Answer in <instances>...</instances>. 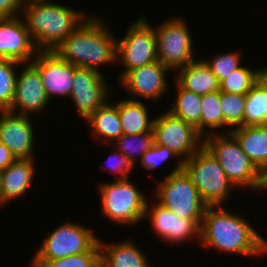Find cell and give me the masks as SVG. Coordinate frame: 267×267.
I'll return each instance as SVG.
<instances>
[{
  "mask_svg": "<svg viewBox=\"0 0 267 267\" xmlns=\"http://www.w3.org/2000/svg\"><path fill=\"white\" fill-rule=\"evenodd\" d=\"M223 127L224 118L220 107V90L203 94L201 96V136L204 138L211 134H223V132H217Z\"/></svg>",
  "mask_w": 267,
  "mask_h": 267,
  "instance_id": "27",
  "label": "cell"
},
{
  "mask_svg": "<svg viewBox=\"0 0 267 267\" xmlns=\"http://www.w3.org/2000/svg\"><path fill=\"white\" fill-rule=\"evenodd\" d=\"M170 157H176L178 162H182L170 149L154 143L153 146L141 156L139 162L145 170L153 171L158 168L160 164H164Z\"/></svg>",
  "mask_w": 267,
  "mask_h": 267,
  "instance_id": "34",
  "label": "cell"
},
{
  "mask_svg": "<svg viewBox=\"0 0 267 267\" xmlns=\"http://www.w3.org/2000/svg\"><path fill=\"white\" fill-rule=\"evenodd\" d=\"M177 96L169 111L174 116L193 125L201 135V95L182 88L174 79Z\"/></svg>",
  "mask_w": 267,
  "mask_h": 267,
  "instance_id": "26",
  "label": "cell"
},
{
  "mask_svg": "<svg viewBox=\"0 0 267 267\" xmlns=\"http://www.w3.org/2000/svg\"><path fill=\"white\" fill-rule=\"evenodd\" d=\"M103 72L92 68L74 66L70 98L77 112L87 120L98 108L108 102L112 90Z\"/></svg>",
  "mask_w": 267,
  "mask_h": 267,
  "instance_id": "12",
  "label": "cell"
},
{
  "mask_svg": "<svg viewBox=\"0 0 267 267\" xmlns=\"http://www.w3.org/2000/svg\"><path fill=\"white\" fill-rule=\"evenodd\" d=\"M149 110L142 100L119 101V119L123 134L136 135L153 129L154 118L149 119Z\"/></svg>",
  "mask_w": 267,
  "mask_h": 267,
  "instance_id": "24",
  "label": "cell"
},
{
  "mask_svg": "<svg viewBox=\"0 0 267 267\" xmlns=\"http://www.w3.org/2000/svg\"><path fill=\"white\" fill-rule=\"evenodd\" d=\"M21 15L39 51H53L89 17L51 0L26 2Z\"/></svg>",
  "mask_w": 267,
  "mask_h": 267,
  "instance_id": "3",
  "label": "cell"
},
{
  "mask_svg": "<svg viewBox=\"0 0 267 267\" xmlns=\"http://www.w3.org/2000/svg\"><path fill=\"white\" fill-rule=\"evenodd\" d=\"M17 74L13 102L8 110L18 115L42 113L49 100L41 81L39 70L30 62Z\"/></svg>",
  "mask_w": 267,
  "mask_h": 267,
  "instance_id": "14",
  "label": "cell"
},
{
  "mask_svg": "<svg viewBox=\"0 0 267 267\" xmlns=\"http://www.w3.org/2000/svg\"><path fill=\"white\" fill-rule=\"evenodd\" d=\"M172 169L154 188L153 197L161 206L177 216L193 220L200 227L208 205L202 200L191 178L183 170V162H177Z\"/></svg>",
  "mask_w": 267,
  "mask_h": 267,
  "instance_id": "4",
  "label": "cell"
},
{
  "mask_svg": "<svg viewBox=\"0 0 267 267\" xmlns=\"http://www.w3.org/2000/svg\"><path fill=\"white\" fill-rule=\"evenodd\" d=\"M153 28L156 35L157 59L160 63L176 71L194 61L193 40L185 19L169 18L155 27L153 25Z\"/></svg>",
  "mask_w": 267,
  "mask_h": 267,
  "instance_id": "9",
  "label": "cell"
},
{
  "mask_svg": "<svg viewBox=\"0 0 267 267\" xmlns=\"http://www.w3.org/2000/svg\"><path fill=\"white\" fill-rule=\"evenodd\" d=\"M245 94L226 93L220 91V107L224 118V128L232 129L243 126Z\"/></svg>",
  "mask_w": 267,
  "mask_h": 267,
  "instance_id": "31",
  "label": "cell"
},
{
  "mask_svg": "<svg viewBox=\"0 0 267 267\" xmlns=\"http://www.w3.org/2000/svg\"><path fill=\"white\" fill-rule=\"evenodd\" d=\"M18 65L23 63L10 60L0 59V111H8L12 105Z\"/></svg>",
  "mask_w": 267,
  "mask_h": 267,
  "instance_id": "30",
  "label": "cell"
},
{
  "mask_svg": "<svg viewBox=\"0 0 267 267\" xmlns=\"http://www.w3.org/2000/svg\"><path fill=\"white\" fill-rule=\"evenodd\" d=\"M267 125V71L245 94L243 126Z\"/></svg>",
  "mask_w": 267,
  "mask_h": 267,
  "instance_id": "25",
  "label": "cell"
},
{
  "mask_svg": "<svg viewBox=\"0 0 267 267\" xmlns=\"http://www.w3.org/2000/svg\"><path fill=\"white\" fill-rule=\"evenodd\" d=\"M16 158L11 151L0 142V170L4 171Z\"/></svg>",
  "mask_w": 267,
  "mask_h": 267,
  "instance_id": "37",
  "label": "cell"
},
{
  "mask_svg": "<svg viewBox=\"0 0 267 267\" xmlns=\"http://www.w3.org/2000/svg\"><path fill=\"white\" fill-rule=\"evenodd\" d=\"M176 82L184 89L203 95L220 90L217 77L201 58L176 70Z\"/></svg>",
  "mask_w": 267,
  "mask_h": 267,
  "instance_id": "21",
  "label": "cell"
},
{
  "mask_svg": "<svg viewBox=\"0 0 267 267\" xmlns=\"http://www.w3.org/2000/svg\"><path fill=\"white\" fill-rule=\"evenodd\" d=\"M171 71L159 61L127 72L117 83L127 91L132 100L140 98L158 101L168 91L166 74ZM136 97H139L138 99Z\"/></svg>",
  "mask_w": 267,
  "mask_h": 267,
  "instance_id": "13",
  "label": "cell"
},
{
  "mask_svg": "<svg viewBox=\"0 0 267 267\" xmlns=\"http://www.w3.org/2000/svg\"><path fill=\"white\" fill-rule=\"evenodd\" d=\"M45 238L31 260H57L84 252H100L99 238L93 229L80 223L66 221Z\"/></svg>",
  "mask_w": 267,
  "mask_h": 267,
  "instance_id": "8",
  "label": "cell"
},
{
  "mask_svg": "<svg viewBox=\"0 0 267 267\" xmlns=\"http://www.w3.org/2000/svg\"><path fill=\"white\" fill-rule=\"evenodd\" d=\"M34 135L29 115L0 111V142L16 159H34Z\"/></svg>",
  "mask_w": 267,
  "mask_h": 267,
  "instance_id": "17",
  "label": "cell"
},
{
  "mask_svg": "<svg viewBox=\"0 0 267 267\" xmlns=\"http://www.w3.org/2000/svg\"><path fill=\"white\" fill-rule=\"evenodd\" d=\"M85 121L90 133L95 136L93 139L102 141L103 138L105 143L111 145L123 135L119 119V101L115 105L107 102Z\"/></svg>",
  "mask_w": 267,
  "mask_h": 267,
  "instance_id": "23",
  "label": "cell"
},
{
  "mask_svg": "<svg viewBox=\"0 0 267 267\" xmlns=\"http://www.w3.org/2000/svg\"><path fill=\"white\" fill-rule=\"evenodd\" d=\"M98 188L101 212L108 220L132 226L144 219L148 198L129 178L104 182Z\"/></svg>",
  "mask_w": 267,
  "mask_h": 267,
  "instance_id": "6",
  "label": "cell"
},
{
  "mask_svg": "<svg viewBox=\"0 0 267 267\" xmlns=\"http://www.w3.org/2000/svg\"><path fill=\"white\" fill-rule=\"evenodd\" d=\"M30 267H99L100 252H84L57 260H31Z\"/></svg>",
  "mask_w": 267,
  "mask_h": 267,
  "instance_id": "32",
  "label": "cell"
},
{
  "mask_svg": "<svg viewBox=\"0 0 267 267\" xmlns=\"http://www.w3.org/2000/svg\"><path fill=\"white\" fill-rule=\"evenodd\" d=\"M34 159H16L2 171L1 206L25 194L34 179Z\"/></svg>",
  "mask_w": 267,
  "mask_h": 267,
  "instance_id": "19",
  "label": "cell"
},
{
  "mask_svg": "<svg viewBox=\"0 0 267 267\" xmlns=\"http://www.w3.org/2000/svg\"><path fill=\"white\" fill-rule=\"evenodd\" d=\"M112 153L107 156V165L104 170L108 169L109 173L112 172L114 175H118V179H127L129 177L130 171L135 169L134 165L125 157L116 147L113 146Z\"/></svg>",
  "mask_w": 267,
  "mask_h": 267,
  "instance_id": "35",
  "label": "cell"
},
{
  "mask_svg": "<svg viewBox=\"0 0 267 267\" xmlns=\"http://www.w3.org/2000/svg\"><path fill=\"white\" fill-rule=\"evenodd\" d=\"M18 17L0 18V59L30 63L39 50L34 45L24 19Z\"/></svg>",
  "mask_w": 267,
  "mask_h": 267,
  "instance_id": "18",
  "label": "cell"
},
{
  "mask_svg": "<svg viewBox=\"0 0 267 267\" xmlns=\"http://www.w3.org/2000/svg\"><path fill=\"white\" fill-rule=\"evenodd\" d=\"M2 171L0 170V205H1Z\"/></svg>",
  "mask_w": 267,
  "mask_h": 267,
  "instance_id": "39",
  "label": "cell"
},
{
  "mask_svg": "<svg viewBox=\"0 0 267 267\" xmlns=\"http://www.w3.org/2000/svg\"><path fill=\"white\" fill-rule=\"evenodd\" d=\"M245 219L222 205L207 206L200 226V245L245 257L265 255L266 238Z\"/></svg>",
  "mask_w": 267,
  "mask_h": 267,
  "instance_id": "1",
  "label": "cell"
},
{
  "mask_svg": "<svg viewBox=\"0 0 267 267\" xmlns=\"http://www.w3.org/2000/svg\"><path fill=\"white\" fill-rule=\"evenodd\" d=\"M204 146L218 160L235 188L261 189L262 172L230 133L208 135L204 137Z\"/></svg>",
  "mask_w": 267,
  "mask_h": 267,
  "instance_id": "5",
  "label": "cell"
},
{
  "mask_svg": "<svg viewBox=\"0 0 267 267\" xmlns=\"http://www.w3.org/2000/svg\"><path fill=\"white\" fill-rule=\"evenodd\" d=\"M24 4L22 0H0V18L21 16Z\"/></svg>",
  "mask_w": 267,
  "mask_h": 267,
  "instance_id": "36",
  "label": "cell"
},
{
  "mask_svg": "<svg viewBox=\"0 0 267 267\" xmlns=\"http://www.w3.org/2000/svg\"><path fill=\"white\" fill-rule=\"evenodd\" d=\"M24 3L29 2V1H39V0H22Z\"/></svg>",
  "mask_w": 267,
  "mask_h": 267,
  "instance_id": "40",
  "label": "cell"
},
{
  "mask_svg": "<svg viewBox=\"0 0 267 267\" xmlns=\"http://www.w3.org/2000/svg\"><path fill=\"white\" fill-rule=\"evenodd\" d=\"M229 133L253 164L263 172L267 167V125L240 126Z\"/></svg>",
  "mask_w": 267,
  "mask_h": 267,
  "instance_id": "22",
  "label": "cell"
},
{
  "mask_svg": "<svg viewBox=\"0 0 267 267\" xmlns=\"http://www.w3.org/2000/svg\"><path fill=\"white\" fill-rule=\"evenodd\" d=\"M158 61L156 35L152 25L142 16L131 23L124 38H117V63L125 67L118 81L130 70Z\"/></svg>",
  "mask_w": 267,
  "mask_h": 267,
  "instance_id": "10",
  "label": "cell"
},
{
  "mask_svg": "<svg viewBox=\"0 0 267 267\" xmlns=\"http://www.w3.org/2000/svg\"><path fill=\"white\" fill-rule=\"evenodd\" d=\"M105 21V18L90 15L53 51L76 67L97 71L101 65L117 63V37Z\"/></svg>",
  "mask_w": 267,
  "mask_h": 267,
  "instance_id": "2",
  "label": "cell"
},
{
  "mask_svg": "<svg viewBox=\"0 0 267 267\" xmlns=\"http://www.w3.org/2000/svg\"><path fill=\"white\" fill-rule=\"evenodd\" d=\"M241 57V52H239V50L237 52L230 50V52L227 51V53L223 52L221 54H217L216 56L214 55V57L209 60L204 58V61L215 74L218 82L220 83L228 77L230 73L242 66Z\"/></svg>",
  "mask_w": 267,
  "mask_h": 267,
  "instance_id": "33",
  "label": "cell"
},
{
  "mask_svg": "<svg viewBox=\"0 0 267 267\" xmlns=\"http://www.w3.org/2000/svg\"><path fill=\"white\" fill-rule=\"evenodd\" d=\"M183 170L191 178L202 200L208 206L223 205L235 188L218 160L204 145L183 162Z\"/></svg>",
  "mask_w": 267,
  "mask_h": 267,
  "instance_id": "7",
  "label": "cell"
},
{
  "mask_svg": "<svg viewBox=\"0 0 267 267\" xmlns=\"http://www.w3.org/2000/svg\"><path fill=\"white\" fill-rule=\"evenodd\" d=\"M165 111L154 118V143L170 149L184 162L204 145V138L193 125Z\"/></svg>",
  "mask_w": 267,
  "mask_h": 267,
  "instance_id": "11",
  "label": "cell"
},
{
  "mask_svg": "<svg viewBox=\"0 0 267 267\" xmlns=\"http://www.w3.org/2000/svg\"><path fill=\"white\" fill-rule=\"evenodd\" d=\"M118 142V143H117ZM154 144L153 129L148 132L126 135L123 134L111 146L116 147L134 165L141 156Z\"/></svg>",
  "mask_w": 267,
  "mask_h": 267,
  "instance_id": "29",
  "label": "cell"
},
{
  "mask_svg": "<svg viewBox=\"0 0 267 267\" xmlns=\"http://www.w3.org/2000/svg\"><path fill=\"white\" fill-rule=\"evenodd\" d=\"M266 71V65L257 69L241 66L219 83L220 91L240 95L246 94Z\"/></svg>",
  "mask_w": 267,
  "mask_h": 267,
  "instance_id": "28",
  "label": "cell"
},
{
  "mask_svg": "<svg viewBox=\"0 0 267 267\" xmlns=\"http://www.w3.org/2000/svg\"><path fill=\"white\" fill-rule=\"evenodd\" d=\"M102 267H151L146 253L129 239L113 244L98 240Z\"/></svg>",
  "mask_w": 267,
  "mask_h": 267,
  "instance_id": "20",
  "label": "cell"
},
{
  "mask_svg": "<svg viewBox=\"0 0 267 267\" xmlns=\"http://www.w3.org/2000/svg\"><path fill=\"white\" fill-rule=\"evenodd\" d=\"M267 190V167L262 172V179H261V189L260 190Z\"/></svg>",
  "mask_w": 267,
  "mask_h": 267,
  "instance_id": "38",
  "label": "cell"
},
{
  "mask_svg": "<svg viewBox=\"0 0 267 267\" xmlns=\"http://www.w3.org/2000/svg\"><path fill=\"white\" fill-rule=\"evenodd\" d=\"M148 203L150 201H147L144 218L150 219L152 229L162 240L179 244L194 237L200 241V227L193 220L177 216L157 202L150 206Z\"/></svg>",
  "mask_w": 267,
  "mask_h": 267,
  "instance_id": "16",
  "label": "cell"
},
{
  "mask_svg": "<svg viewBox=\"0 0 267 267\" xmlns=\"http://www.w3.org/2000/svg\"><path fill=\"white\" fill-rule=\"evenodd\" d=\"M40 73L48 99L70 97L74 65L62 60L54 51H39L31 62Z\"/></svg>",
  "mask_w": 267,
  "mask_h": 267,
  "instance_id": "15",
  "label": "cell"
}]
</instances>
